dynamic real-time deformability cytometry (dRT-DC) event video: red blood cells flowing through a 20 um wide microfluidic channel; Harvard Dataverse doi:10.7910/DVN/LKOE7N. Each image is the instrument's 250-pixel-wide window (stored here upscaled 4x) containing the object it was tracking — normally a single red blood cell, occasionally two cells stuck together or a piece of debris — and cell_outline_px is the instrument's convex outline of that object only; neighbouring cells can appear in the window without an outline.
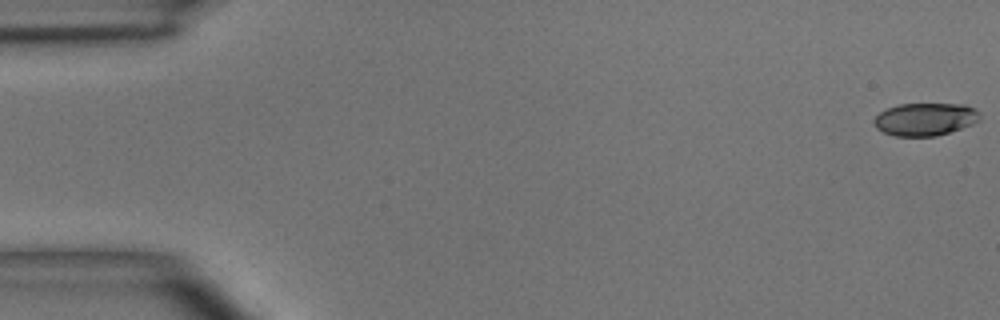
{"species": "common noctule bat (a hibernating species)", "species_latin": "Nyctalus noctula", "temperature_condition": "room temperature", "stored_images_in_passage": 52, "segment_of_instrument_passage": [1, 2], "camera_frame_rate_fps": 3000, "um_per_image_px": 0.085, "animal": {"sex": "male", "body_mass_g": 15.6}, "frame": {"image": 1, "passage_image": 1, "time_ms": 0.0, "image_size_px": [1000, 320], "cell_outline_px": [[980, 120], [972, 124], [936, 136], [896, 136], [884, 132], [876, 128], [872, 120], [880, 112], [888, 108], [900, 104], [964, 104], [976, 108], [980, 112]], "centroid_in_image_um": [78.65, 10.12], "position_along_channel_um": 6.4, "area_um2": 20.17}}
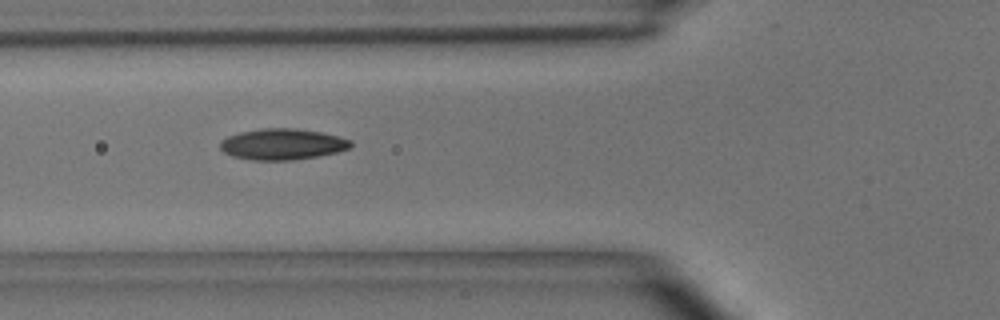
{"frame": {"image": 2, "passage_image": 19, "time_ms": 6.0, "image_size_px": [1000, 320], "cell_outline_px": [[352, 144], [348, 148], [336, 152], [316, 156], [292, 160], [252, 160], [232, 156], [224, 152], [220, 148], [220, 140], [228, 136], [240, 132], [260, 128], [296, 128], [320, 132], [352, 140]], "centroid_in_image_um": [23.96, 12.25], "position_along_channel_um": 101.8, "area_um2": 23.52}}
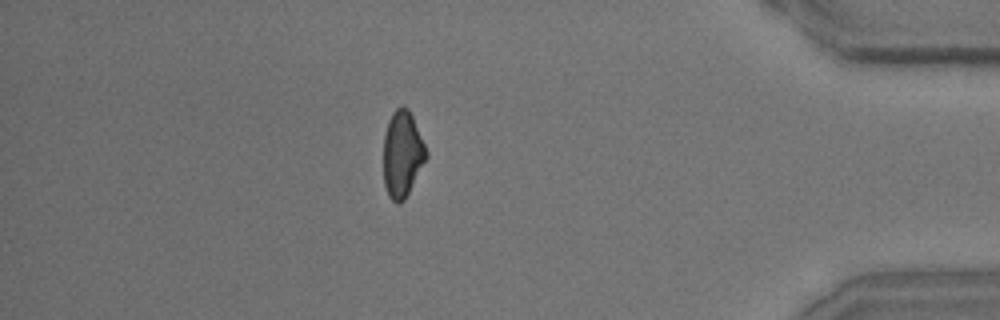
{"frame": {"image": 3, "passage_image": 45, "time_ms": 14.667, "image_size_px": [1000, 320], "cell_outline_px": [[428, 156], [404, 200], [400, 204], [396, 204], [388, 196], [384, 184], [384, 132], [388, 120], [392, 112], [400, 104], [404, 104], [408, 108], [412, 116], [428, 152]], "centroid_in_image_um": [34.19, 13.07], "position_along_channel_um": 401.0, "area_um2": 21.62}}